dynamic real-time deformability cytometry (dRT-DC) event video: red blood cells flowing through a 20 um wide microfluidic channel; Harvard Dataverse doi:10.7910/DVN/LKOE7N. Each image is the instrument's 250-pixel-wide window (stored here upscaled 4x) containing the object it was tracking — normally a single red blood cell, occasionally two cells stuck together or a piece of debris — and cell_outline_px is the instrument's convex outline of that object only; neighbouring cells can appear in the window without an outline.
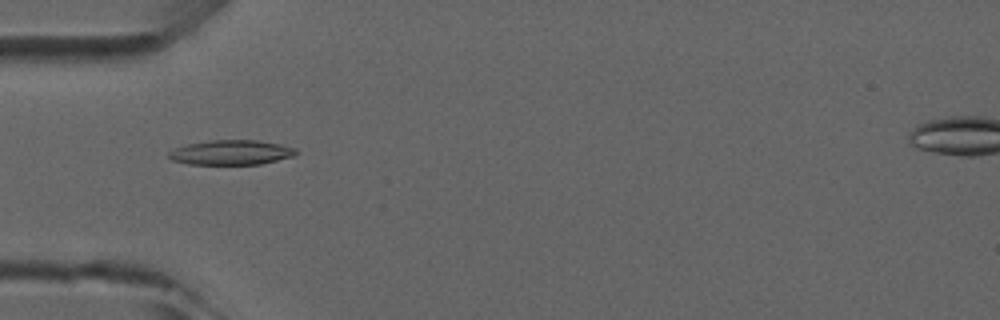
{"species": "common noctule bat (a hibernating species)", "species_latin": "Nyctalus noctula", "temperature_condition": "room temperature", "stored_images_in_passage": 4, "camera_frame_rate_fps": 3000, "um_per_image_px": 0.085, "animal": {"sex": "male", "forearm_length_mm": 52.5}, "frame": {"image": 1, "passage_image": 2, "time_ms": 0.333, "image_size_px": [1000, 320], "cell_outline_px": [[296, 152], [292, 156], [260, 164], [188, 164], [172, 160], [168, 156], [168, 152], [176, 148], [188, 144], [208, 140], [256, 140], [280, 144], [296, 148]], "centroid_in_image_um": [19.62, 12.95], "position_along_channel_um": 65.4, "area_um2": 18.15}}